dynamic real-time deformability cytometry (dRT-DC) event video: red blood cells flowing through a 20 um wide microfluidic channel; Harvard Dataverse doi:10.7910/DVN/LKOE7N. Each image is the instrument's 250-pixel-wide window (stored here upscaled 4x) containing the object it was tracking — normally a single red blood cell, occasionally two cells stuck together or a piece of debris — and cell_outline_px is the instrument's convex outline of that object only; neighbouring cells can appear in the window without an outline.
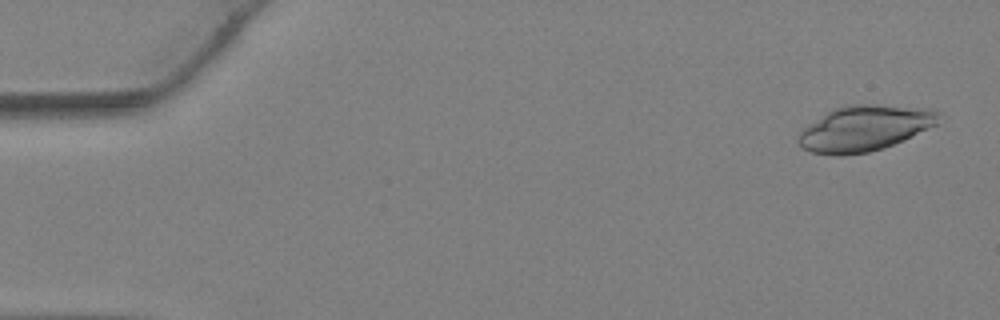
{"species": "Egyptian fruit bat (a non-hibernating species)", "species_latin": "Rousettus aegyptiacus", "temperature_condition": "warm", "stored_images_in_passage": 19, "camera_frame_rate_fps": 3000, "um_per_image_px": 0.085, "animal": {"sex": "female"}, "frame": {"image": 1, "passage_image": 2, "time_ms": 0.333, "image_size_px": [1000, 320], "cell_outline_px": [[944, 116], [936, 124], [904, 140], [884, 148], [868, 152], [840, 156], [836, 156], [812, 152], [800, 148], [796, 140], [796, 136], [808, 124], [832, 108], [848, 104], [880, 104], [932, 108], [940, 112]], "centroid_in_image_um": [73.49, 10.89], "position_along_channel_um": 11.5, "area_um2": 37.97}}